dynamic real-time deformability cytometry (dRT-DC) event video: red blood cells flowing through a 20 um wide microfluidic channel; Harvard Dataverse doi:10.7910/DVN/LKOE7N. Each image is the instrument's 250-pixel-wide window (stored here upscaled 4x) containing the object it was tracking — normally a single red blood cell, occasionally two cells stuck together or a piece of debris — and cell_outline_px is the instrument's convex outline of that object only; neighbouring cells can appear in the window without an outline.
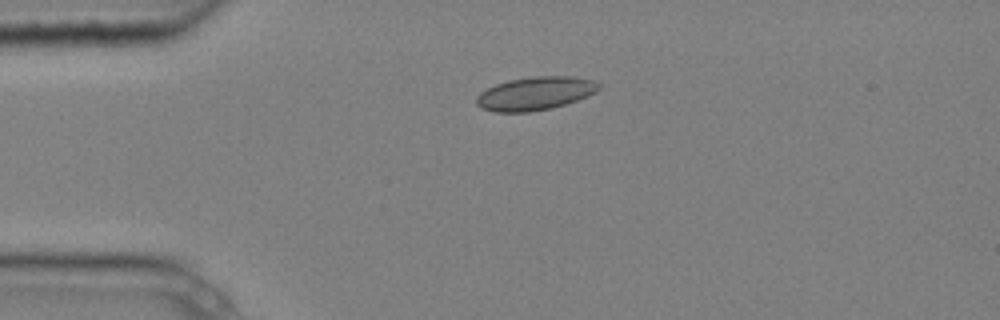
{"species": "common noctule bat (a hibernating species)", "species_latin": "Nyctalus noctula", "temperature_condition": "cold", "stored_images_in_passage": 3, "camera_frame_rate_fps": 3000, "um_per_image_px": 0.085, "animal": {"sex": "male", "body_mass_g": 20.4}, "frame": {"image": 1, "passage_image": 1, "time_ms": 0.0, "image_size_px": [1000, 320], "cell_outline_px": [[600, 88], [596, 92], [588, 96], [552, 108], [528, 112], [496, 112], [480, 108], [476, 104], [476, 96], [480, 92], [496, 84], [508, 80], [532, 76], [572, 76], [596, 80], [600, 84]], "centroid_in_image_um": [45.5, 7.94], "position_along_channel_um": 39.5, "area_um2": 23.93}}
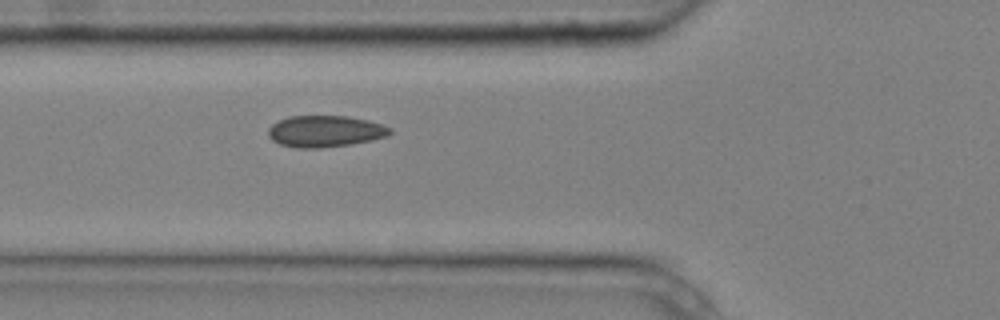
{"frame": {"image": 2, "passage_image": 3, "time_ms": 0.667, "image_size_px": [1000, 320], "cell_outline_px": [[392, 132], [388, 136], [372, 140], [348, 144], [320, 148], [296, 148], [280, 144], [272, 140], [268, 136], [268, 128], [272, 124], [288, 116], [348, 116], [368, 120], [392, 128]], "centroid_in_image_um": [27.63, 11.16], "position_along_channel_um": 98.2, "area_um2": 22.37}}